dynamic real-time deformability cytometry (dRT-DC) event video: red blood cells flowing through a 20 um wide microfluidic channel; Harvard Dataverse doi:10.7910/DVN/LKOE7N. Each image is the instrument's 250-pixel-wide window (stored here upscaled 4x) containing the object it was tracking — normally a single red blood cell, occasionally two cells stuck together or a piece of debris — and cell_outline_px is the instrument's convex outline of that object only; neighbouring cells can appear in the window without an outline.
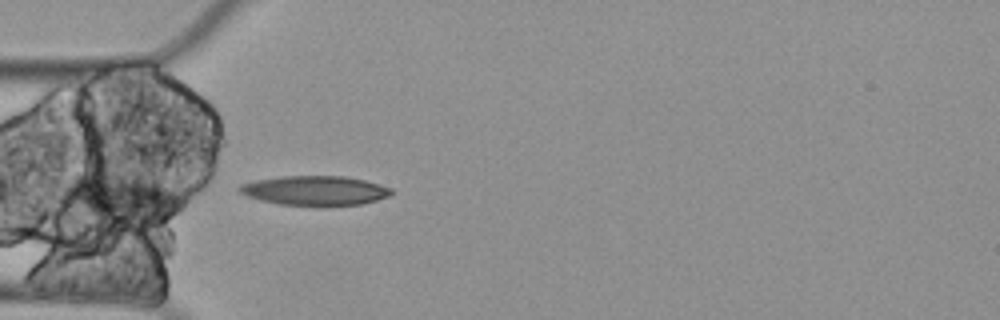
{"species": "Egyptian fruit bat (a non-hibernating species)", "species_latin": "Rousettus aegyptiacus", "temperature_condition": "cold", "stored_images_in_passage": 5, "camera_frame_rate_fps": 3000, "um_per_image_px": 0.085, "animal": {"sex": "female"}, "frame": {"image": 1, "passage_image": 5, "time_ms": 1.333, "image_size_px": [1000, 320], "cell_outline_px": [[392, 192], [388, 196], [376, 200], [360, 204], [280, 204], [260, 200], [248, 196], [240, 192], [240, 184], [256, 180], [280, 176], [344, 176], [364, 180], [392, 188]], "centroid_in_image_um": [26.76, 16.17], "position_along_channel_um": 58.2, "area_um2": 25.37}}